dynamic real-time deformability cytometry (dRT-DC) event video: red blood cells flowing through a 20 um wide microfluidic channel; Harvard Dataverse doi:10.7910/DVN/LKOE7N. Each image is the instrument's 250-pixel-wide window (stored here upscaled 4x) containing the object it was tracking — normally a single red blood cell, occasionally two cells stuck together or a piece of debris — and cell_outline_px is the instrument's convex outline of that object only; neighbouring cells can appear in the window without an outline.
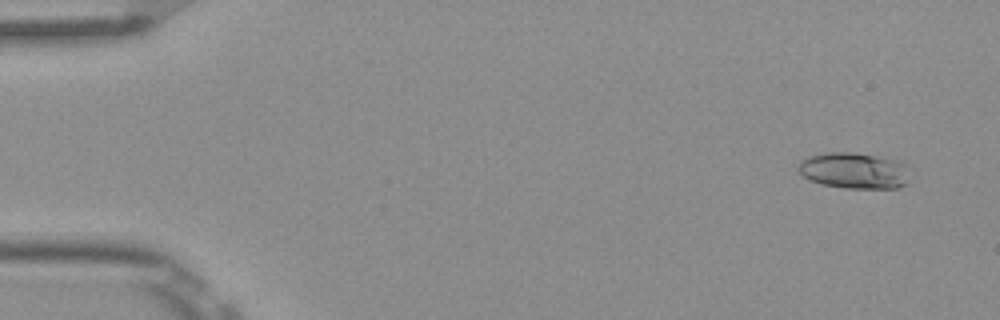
{"species": "Egyptian fruit bat (a non-hibernating species)", "species_latin": "Rousettus aegyptiacus", "temperature_condition": "room temperature", "stored_images_in_passage": 9, "camera_frame_rate_fps": 3000, "um_per_image_px": 0.085, "frame": {"image": 1, "passage_image": 1, "time_ms": 0.0, "image_size_px": [1000, 320], "cell_outline_px": [[904, 184], [896, 188], [844, 188], [820, 184], [804, 176], [800, 172], [800, 164], [808, 156], [824, 152], [852, 152], [904, 160]], "centroid_in_image_um": [72.57, 14.48], "position_along_channel_um": 12.4, "area_um2": 23.06}}
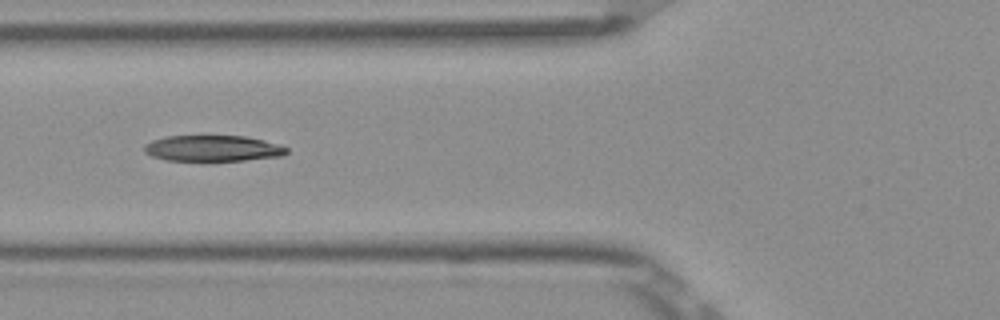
{"frame": {"image": 2, "passage_image": 6, "time_ms": 1.667, "image_size_px": [1000, 320], "cell_outline_px": [[288, 152], [284, 156], [204, 164], [164, 160], [152, 156], [144, 152], [144, 144], [152, 140], [164, 136], [244, 136], [264, 140], [280, 144], [288, 148]], "centroid_in_image_um": [18.06, 12.66], "position_along_channel_um": 107.7, "area_um2": 22.77}}
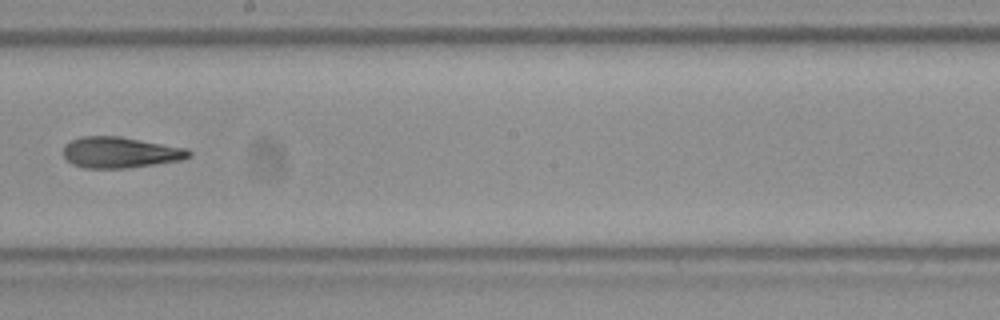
{"frame": {"image": 3, "passage_image": 9, "time_ms": 2.667, "image_size_px": [1000, 320], "cell_outline_px": [[192, 156], [184, 160], [128, 168], [84, 168], [72, 164], [64, 156], [64, 144], [80, 136], [120, 136], [188, 148], [192, 152]], "centroid_in_image_um": [10.26, 12.95], "position_along_channel_um": 237.9, "area_um2": 22.95}}